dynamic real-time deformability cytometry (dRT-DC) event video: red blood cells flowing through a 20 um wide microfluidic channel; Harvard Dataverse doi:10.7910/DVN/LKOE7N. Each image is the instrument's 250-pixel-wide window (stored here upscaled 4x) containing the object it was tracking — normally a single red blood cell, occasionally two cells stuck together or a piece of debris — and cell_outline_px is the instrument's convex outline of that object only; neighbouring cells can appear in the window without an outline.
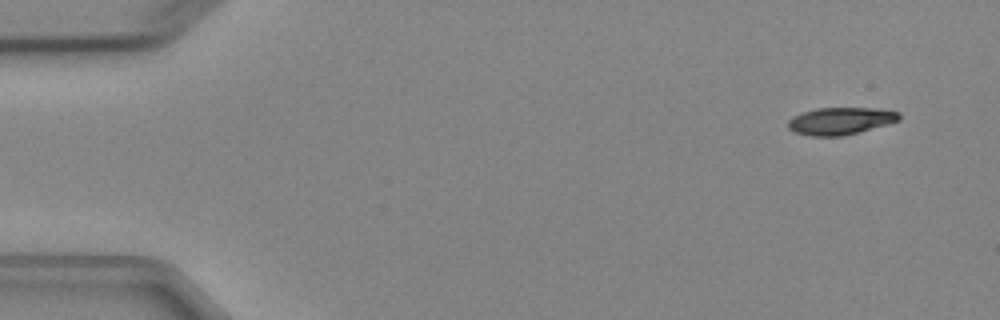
{"species": "Egyptian fruit bat (a non-hibernating species)", "species_latin": "Rousettus aegyptiacus", "temperature_condition": "cold", "stored_images_in_passage": 4, "camera_frame_rate_fps": 3000, "um_per_image_px": 0.085, "animal": {"sex": "female"}, "frame": {"image": 1, "passage_image": 1, "time_ms": 0.0, "image_size_px": [1000, 320], "cell_outline_px": [[900, 120], [888, 124], [860, 132], [844, 136], [812, 136], [796, 132], [788, 128], [788, 120], [792, 116], [816, 108], [876, 108], [900, 112]], "centroid_in_image_um": [71.46, 10.28], "position_along_channel_um": 13.5, "area_um2": 17.69}}
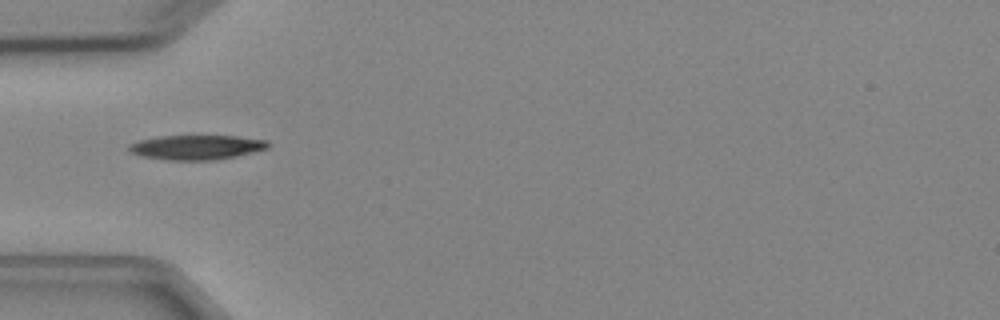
{"frame": {"image": 2, "passage_image": 4, "time_ms": 4.333, "image_size_px": [1000, 320], "cell_outline_px": [[272, 144], [268, 148], [236, 156], [212, 160], [168, 160], [144, 156], [128, 152], [128, 144], [140, 140], [160, 136], [236, 136], [268, 140]], "centroid_in_image_um": [16.72, 12.51], "position_along_channel_um": 68.3, "area_um2": 19.88}}